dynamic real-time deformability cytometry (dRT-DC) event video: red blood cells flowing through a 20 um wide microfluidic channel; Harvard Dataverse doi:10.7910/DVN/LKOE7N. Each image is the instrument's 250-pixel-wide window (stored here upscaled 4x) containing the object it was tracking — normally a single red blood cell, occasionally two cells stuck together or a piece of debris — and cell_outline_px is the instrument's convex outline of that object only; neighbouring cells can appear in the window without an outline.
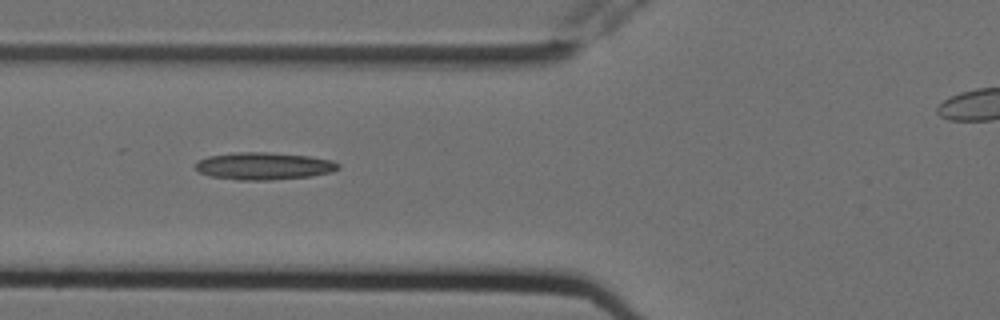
{"species": "Egyptian fruit bat (a non-hibernating species)", "species_latin": "Rousettus aegyptiacus", "temperature_condition": "cold", "stored_images_in_passage": 7, "camera_frame_rate_fps": 3000, "um_per_image_px": 0.085, "animal": {"sex": "female"}, "frame": {"image": 1, "passage_image": 6, "time_ms": 1.667, "image_size_px": [1000, 320], "cell_outline_px": [[340, 168], [332, 172], [312, 176], [268, 180], [236, 180], [212, 176], [200, 172], [196, 168], [196, 160], [208, 156], [236, 152], [268, 152], [308, 156], [332, 160], [340, 164]], "centroid_in_image_um": [22.44, 14.11], "position_along_channel_um": 103.4, "area_um2": 22.77}}
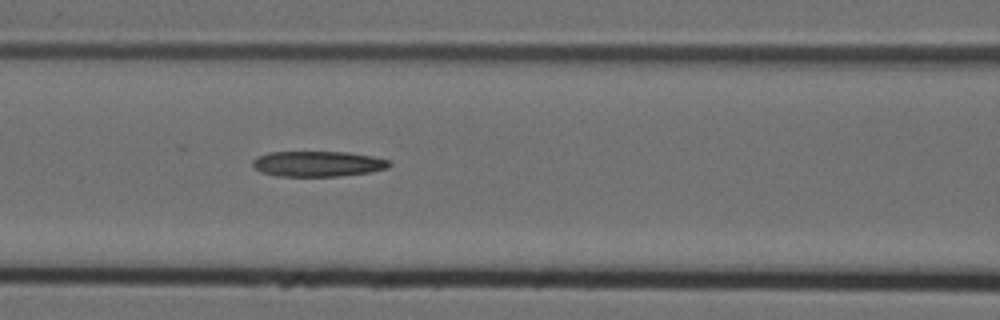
{"frame": {"image": 2, "passage_image": 7, "time_ms": 2.0, "image_size_px": [1000, 320], "cell_outline_px": [[392, 164], [388, 168], [372, 172], [340, 176], [276, 176], [260, 172], [252, 164], [252, 160], [256, 156], [268, 152], [348, 152], [372, 156], [388, 160]], "centroid_in_image_um": [27.01, 13.92], "position_along_channel_um": 139.6, "area_um2": 20.46}}